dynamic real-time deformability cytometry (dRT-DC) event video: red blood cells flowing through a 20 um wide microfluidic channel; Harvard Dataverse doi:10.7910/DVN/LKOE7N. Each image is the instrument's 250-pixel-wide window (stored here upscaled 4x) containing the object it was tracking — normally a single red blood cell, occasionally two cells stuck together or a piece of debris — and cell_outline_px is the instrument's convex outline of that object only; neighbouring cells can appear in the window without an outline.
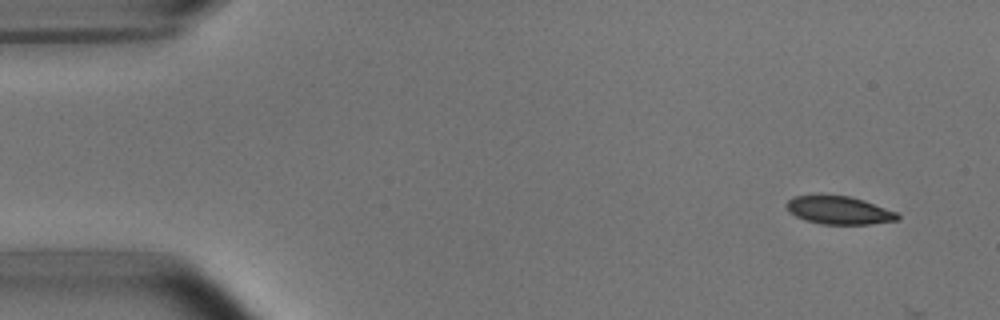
{"species": "common noctule bat (a hibernating species)", "species_latin": "Nyctalus noctula", "temperature_condition": "room temperature", "stored_images_in_passage": 5, "camera_frame_rate_fps": 3000, "um_per_image_px": 0.085, "animal": {"sex": "male", "body_mass_g": 15.6}, "frame": {"image": 1, "passage_image": 1, "time_ms": 0.0, "image_size_px": [1000, 320], "cell_outline_px": [[900, 220], [868, 224], [820, 224], [796, 216], [788, 212], [784, 204], [792, 196], [848, 196], [864, 200], [896, 212], [900, 216]], "centroid_in_image_um": [71.31, 17.88], "position_along_channel_um": 13.7, "area_um2": 17.98}}